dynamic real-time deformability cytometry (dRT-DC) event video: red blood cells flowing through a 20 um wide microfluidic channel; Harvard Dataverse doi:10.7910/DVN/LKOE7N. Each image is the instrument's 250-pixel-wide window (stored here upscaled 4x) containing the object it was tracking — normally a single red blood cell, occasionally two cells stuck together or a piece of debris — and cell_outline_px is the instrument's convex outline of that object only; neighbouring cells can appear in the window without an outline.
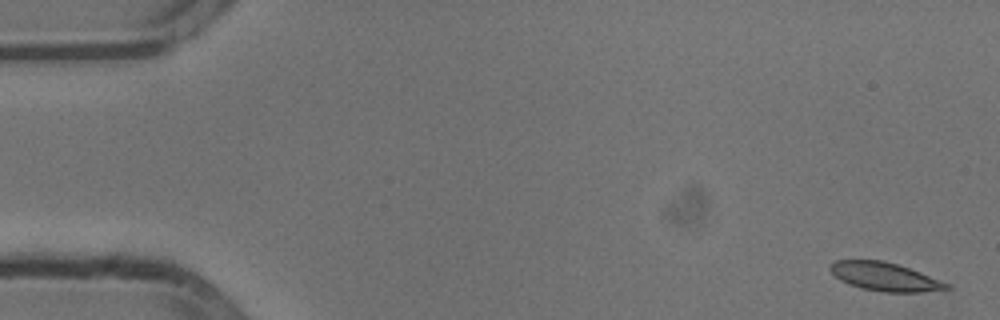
{"species": "common noctule bat (a hibernating species)", "species_latin": "Nyctalus noctula", "temperature_condition": "cold", "stored_images_in_passage": 53, "camera_frame_rate_fps": 3000, "um_per_image_px": 0.085, "animal": {"sex": "male", "body_mass_g": 13.3}, "frame": {"image": 1, "passage_image": 1, "time_ms": 0.0, "image_size_px": [1000, 320], "cell_outline_px": [[952, 288], [924, 292], [884, 292], [864, 288], [848, 284], [840, 280], [828, 268], [836, 260], [884, 260], [920, 272], [948, 284]], "centroid_in_image_um": [75.19, 23.52], "position_along_channel_um": 9.8, "area_um2": 18.96}}
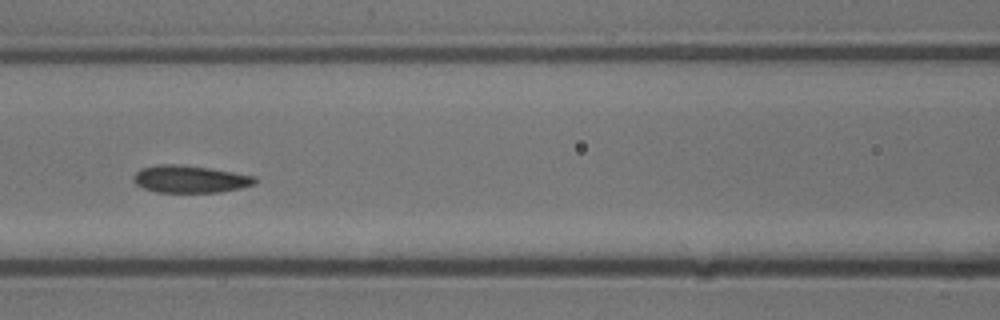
{"frame": {"image": 2, "passage_image": 23, "time_ms": 7.333, "image_size_px": [1000, 320], "cell_outline_px": [[256, 184], [240, 188], [220, 192], [156, 192], [144, 188], [136, 184], [136, 172], [140, 168], [156, 164], [180, 164], [208, 168], [256, 176]], "centroid_in_image_um": [16.17, 15.22], "position_along_channel_um": 150.4, "area_um2": 19.19}}
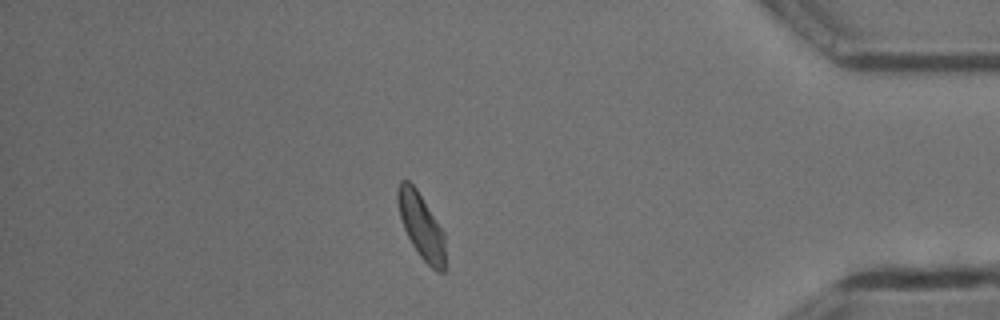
{"frame": {"image": 3, "passage_image": 46, "time_ms": 15.0, "image_size_px": [1000, 320], "cell_outline_px": [[448, 268], [444, 272], [436, 272], [420, 256], [412, 244], [404, 228], [400, 216], [396, 200], [396, 192], [400, 180], [408, 180], [416, 188], [444, 232]], "centroid_in_image_um": [35.85, 19.27], "position_along_channel_um": 399.4, "area_um2": 18.44}, "authors_computed_cell_mechanics": {"area_um2": 19.363, "velocity_mm_per_s": 3.7789, "shape_relaxation_time_tau1_ms": 4.5408, "shape_relaxation_time_tau2_ms": 1.5014, "deformation_change_tau1": 0.0937, "deformation_change_tau2": 0.0548}}